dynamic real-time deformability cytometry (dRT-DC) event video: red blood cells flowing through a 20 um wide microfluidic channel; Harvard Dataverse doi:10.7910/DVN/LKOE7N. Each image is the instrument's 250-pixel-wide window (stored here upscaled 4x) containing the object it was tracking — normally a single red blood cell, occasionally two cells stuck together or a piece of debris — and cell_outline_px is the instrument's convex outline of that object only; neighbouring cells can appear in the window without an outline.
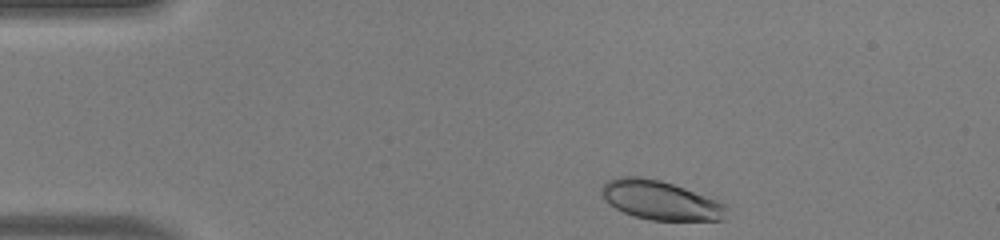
{"species": "human", "species_latin": "Homo sapiens", "temperature_condition": "warm", "stored_images_in_passage": 40, "camera_frame_rate_fps": 3000, "um_per_image_px": 0.085, "donor": {"sex": "male"}, "frame": {"image": 1, "passage_image": 1, "time_ms": 0.0, "image_size_px": [1000, 240], "cell_outline_px": [[724, 220], [652, 220], [632, 216], [608, 204], [604, 200], [604, 184], [608, 180], [620, 176], [640, 176], [660, 180], [684, 188], [716, 200], [724, 204]], "centroid_in_image_um": [56.09, 17.02], "position_along_channel_um": 28.9, "area_um2": 27.92}}
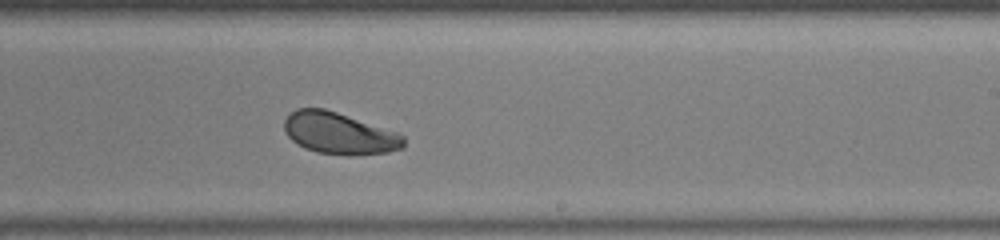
{"frame": {"image": 2, "passage_image": 23, "time_ms": 7.333, "image_size_px": [1000, 240], "cell_outline_px": [[404, 148], [388, 152], [352, 156], [316, 152], [304, 148], [296, 144], [284, 132], [284, 120], [296, 108], [324, 108], [400, 132], [404, 136]], "centroid_in_image_um": [28.86, 11.34], "position_along_channel_um": 260.1, "area_um2": 29.36}}
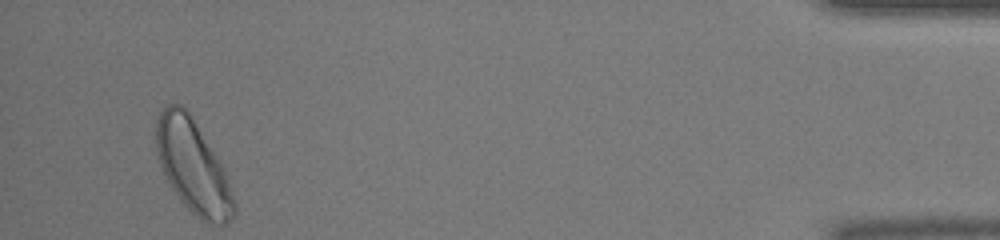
{"frame": {"image": 3, "passage_image": 40, "time_ms": 13.0, "image_size_px": [1000, 240], "cell_outline_px": [[236, 212], [224, 224], [208, 224], [200, 220], [180, 200], [172, 188], [160, 164], [156, 148], [156, 120], [160, 112], [168, 104], [180, 104], [192, 116], [224, 168], [236, 204]], "centroid_in_image_um": [16.41, 14.16], "position_along_channel_um": 418.8, "area_um2": 41.85}, "authors_computed_cell_mechanics": {"area_um2": 29.5358, "velocity_mm_per_s": 4.0961, "shape_relaxation_time_tau1_ms": 1.4714, "shape_relaxation_time_tau2_ms": null, "deformation_change_tau1": 0.0914, "deformation_change_tau2": null}}